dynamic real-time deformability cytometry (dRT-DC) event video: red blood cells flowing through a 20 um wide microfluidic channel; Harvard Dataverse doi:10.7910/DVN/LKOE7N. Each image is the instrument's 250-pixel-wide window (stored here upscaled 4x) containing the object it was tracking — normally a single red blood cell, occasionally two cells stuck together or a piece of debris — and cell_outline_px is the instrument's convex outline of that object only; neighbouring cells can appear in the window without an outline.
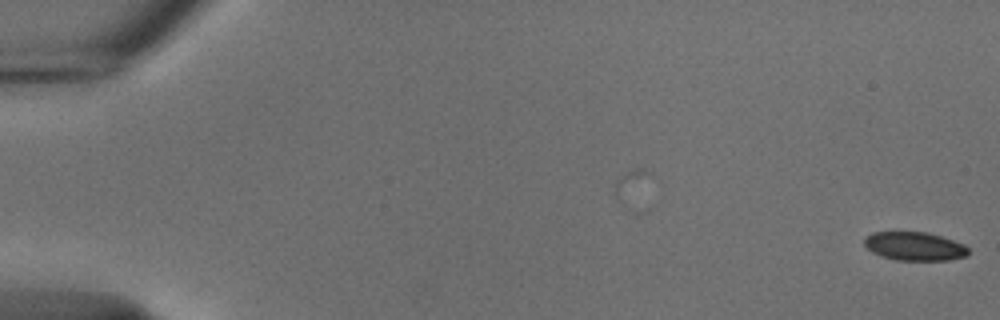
{"species": "common noctule bat (a hibernating species)", "species_latin": "Nyctalus noctula", "temperature_condition": "cold", "stored_images_in_passage": 4, "camera_frame_rate_fps": 3000, "um_per_image_px": 0.085, "animal": {"sex": "male", "body_mass_g": 18.8}, "frame": {"image": 1, "passage_image": 4, "time_ms": 1.0, "image_size_px": [1000, 320], "cell_outline_px": [[968, 256], [948, 260], [896, 260], [872, 252], [864, 244], [864, 240], [872, 232], [928, 232], [964, 244], [968, 248]], "centroid_in_image_um": [77.76, 20.93], "position_along_channel_um": 7.2, "area_um2": 17.17}}